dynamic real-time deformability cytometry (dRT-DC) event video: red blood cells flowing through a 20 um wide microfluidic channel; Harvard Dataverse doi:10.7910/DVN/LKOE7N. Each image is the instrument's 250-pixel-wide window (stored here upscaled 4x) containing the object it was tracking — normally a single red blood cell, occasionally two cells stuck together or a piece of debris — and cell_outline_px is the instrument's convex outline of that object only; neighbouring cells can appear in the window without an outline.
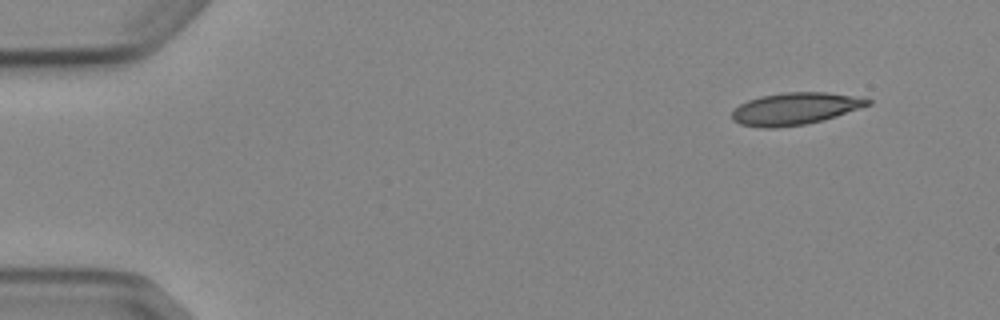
{"species": "Egyptian fruit bat (a non-hibernating species)", "species_latin": "Rousettus aegyptiacus", "temperature_condition": "cold", "stored_images_in_passage": 6, "segment_of_instrument_passage": [2, 2], "camera_frame_rate_fps": 3000, "um_per_image_px": 0.085, "animal": {"sex": "female"}, "frame": {"image": 1, "passage_image": 6, "time_ms": 6.0, "image_size_px": [1000, 320], "cell_outline_px": [[872, 104], [836, 116], [804, 124], [772, 128], [764, 128], [740, 124], [732, 120], [732, 112], [740, 104], [748, 100], [760, 96], [784, 92], [824, 92], [872, 100]], "centroid_in_image_um": [67.53, 9.24], "position_along_channel_um": 17.5, "area_um2": 24.97}}